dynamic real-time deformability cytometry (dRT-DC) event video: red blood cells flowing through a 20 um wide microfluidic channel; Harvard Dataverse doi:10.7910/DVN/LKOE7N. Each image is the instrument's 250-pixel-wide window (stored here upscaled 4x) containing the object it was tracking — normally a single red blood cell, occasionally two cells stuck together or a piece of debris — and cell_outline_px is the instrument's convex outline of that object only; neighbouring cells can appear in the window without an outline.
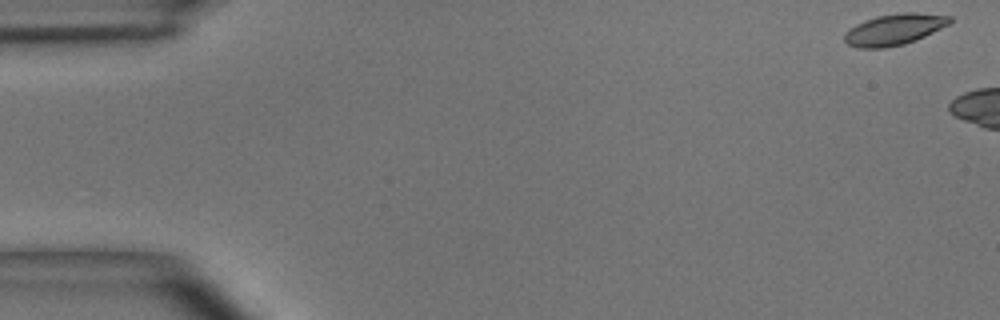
{"species": "common noctule bat (a hibernating species)", "species_latin": "Nyctalus noctula", "temperature_condition": "room temperature", "stored_images_in_passage": 5, "camera_frame_rate_fps": 3000, "um_per_image_px": 0.085, "animal": {"sex": "male", "body_mass_g": 15.6}, "frame": {"image": 1, "passage_image": 1, "time_ms": 0.0, "image_size_px": [1000, 320], "cell_outline_px": [[952, 24], [916, 40], [904, 44], [884, 48], [856, 48], [848, 44], [844, 40], [844, 32], [856, 24], [864, 20], [876, 16], [904, 12], [916, 12], [952, 16]], "centroid_in_image_um": [76.04, 2.5], "position_along_channel_um": 9.0, "area_um2": 19.42}}